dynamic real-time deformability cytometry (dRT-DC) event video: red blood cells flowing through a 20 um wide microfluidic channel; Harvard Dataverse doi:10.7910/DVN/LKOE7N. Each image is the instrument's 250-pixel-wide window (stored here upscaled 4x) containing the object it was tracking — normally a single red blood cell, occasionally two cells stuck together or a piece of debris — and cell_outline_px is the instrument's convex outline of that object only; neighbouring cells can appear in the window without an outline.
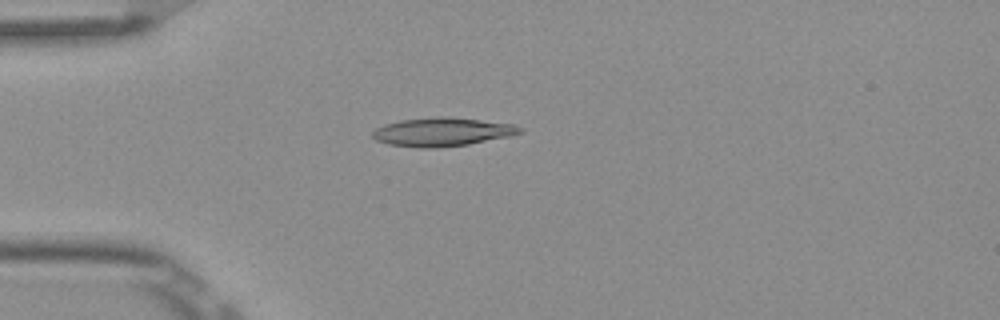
{"species": "Egyptian fruit bat (a non-hibernating species)", "species_latin": "Rousettus aegyptiacus", "temperature_condition": "room temperature", "stored_images_in_passage": 3, "camera_frame_rate_fps": 3000, "um_per_image_px": 0.085, "frame": {"image": 1, "passage_image": 2, "time_ms": 0.333, "image_size_px": [1000, 320], "cell_outline_px": [[524, 132], [508, 136], [468, 144], [436, 148], [416, 148], [388, 144], [376, 140], [372, 136], [372, 132], [376, 128], [384, 124], [400, 120], [436, 116], [440, 116], [480, 120], [512, 124], [524, 128]], "centroid_in_image_um": [37.55, 11.21], "position_along_channel_um": 47.4, "area_um2": 24.51}}